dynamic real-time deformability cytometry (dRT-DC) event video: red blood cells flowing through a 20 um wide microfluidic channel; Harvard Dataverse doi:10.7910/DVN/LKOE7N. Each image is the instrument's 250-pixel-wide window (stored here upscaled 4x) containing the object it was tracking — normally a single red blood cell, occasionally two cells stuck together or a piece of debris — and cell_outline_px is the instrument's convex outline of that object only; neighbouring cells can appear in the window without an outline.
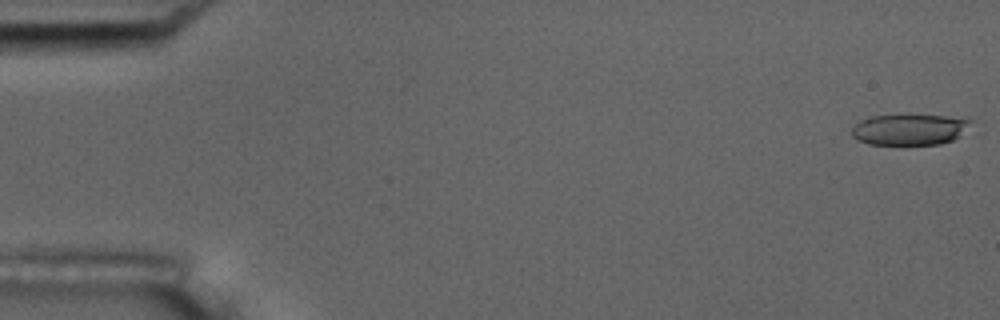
{"species": "common noctule bat (a hibernating species)", "species_latin": "Nyctalus noctula", "temperature_condition": "room temperature", "stored_images_in_passage": 55, "camera_frame_rate_fps": 3000, "um_per_image_px": 0.085, "animal": {"sex": "male", "body_mass_g": 17.5, "forearm_length_mm": 52.3}, "frame": {"image": 1, "passage_image": 1, "time_ms": 0.0, "image_size_px": [1000, 320], "cell_outline_px": [[972, 120], [952, 140], [940, 144], [868, 144], [856, 140], [852, 136], [852, 128], [860, 120], [872, 116], [948, 116]], "centroid_in_image_um": [77.21, 11.02], "position_along_channel_um": 7.8, "area_um2": 20.75}}
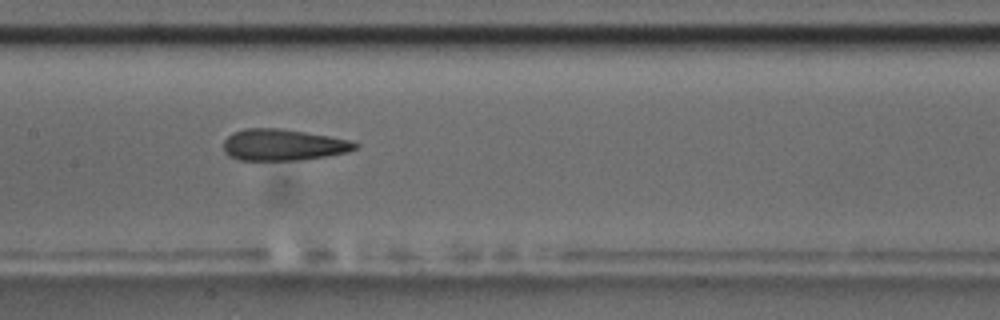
{"frame": {"image": 2, "passage_image": 27, "time_ms": 8.667, "image_size_px": [1000, 320], "cell_outline_px": [[360, 144], [356, 148], [348, 152], [300, 160], [240, 160], [228, 156], [224, 152], [224, 140], [232, 132], [244, 128], [280, 128], [328, 136], [348, 140]], "centroid_in_image_um": [24.02, 12.31], "position_along_channel_um": 183.4, "area_um2": 24.04}}
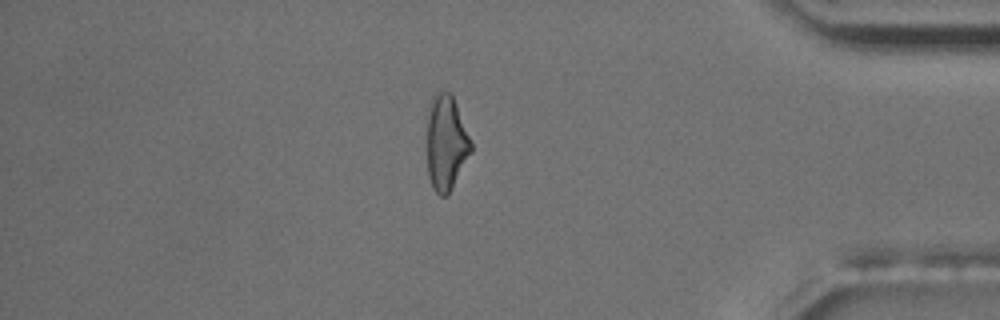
{"frame": {"image": 3, "passage_image": 47, "time_ms": 15.333, "image_size_px": [1000, 320], "cell_outline_px": [[472, 152], [448, 192], [444, 196], [440, 196], [432, 188], [428, 176], [428, 116], [432, 96], [436, 88], [440, 88], [448, 92], [452, 96], [456, 104], [472, 144]], "centroid_in_image_um": [37.91, 12.09], "position_along_channel_um": 397.3, "area_um2": 24.04}, "authors_computed_cell_mechanics": {"area_um2": 24.3338, "velocity_mm_per_s": 3.6908, "shape_relaxation_time_tau1_ms": 7.2699, "shape_relaxation_time_tau2_ms": 2.4249, "deformation_change_tau1": 0.1891, "deformation_change_tau2": 0.1188}}